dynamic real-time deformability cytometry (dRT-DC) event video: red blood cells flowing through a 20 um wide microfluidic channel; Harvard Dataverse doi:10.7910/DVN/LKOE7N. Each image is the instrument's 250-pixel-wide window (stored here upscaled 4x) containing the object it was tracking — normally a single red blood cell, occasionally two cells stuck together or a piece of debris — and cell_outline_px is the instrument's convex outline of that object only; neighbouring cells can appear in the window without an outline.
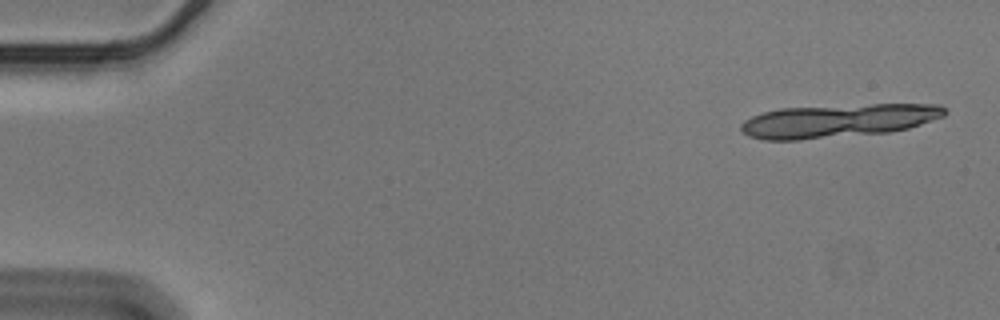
{"species": "Egyptian fruit bat (a non-hibernating species)", "species_latin": "Rousettus aegyptiacus", "temperature_condition": "cold", "stored_images_in_passage": 17, "camera_frame_rate_fps": 3000, "um_per_image_px": 0.085, "animal": {"sex": "male"}, "frame": {"image": 1, "passage_image": 1, "time_ms": 0.0, "image_size_px": [1000, 320], "cell_outline_px": [[948, 112], [944, 116], [908, 128], [888, 132], [800, 140], [764, 140], [748, 136], [740, 128], [740, 124], [744, 120], [752, 116], [764, 112], [780, 108], [872, 104], [940, 104]], "centroid_in_image_um": [71.22, 10.26], "position_along_channel_um": 13.8, "area_um2": 39.54}}